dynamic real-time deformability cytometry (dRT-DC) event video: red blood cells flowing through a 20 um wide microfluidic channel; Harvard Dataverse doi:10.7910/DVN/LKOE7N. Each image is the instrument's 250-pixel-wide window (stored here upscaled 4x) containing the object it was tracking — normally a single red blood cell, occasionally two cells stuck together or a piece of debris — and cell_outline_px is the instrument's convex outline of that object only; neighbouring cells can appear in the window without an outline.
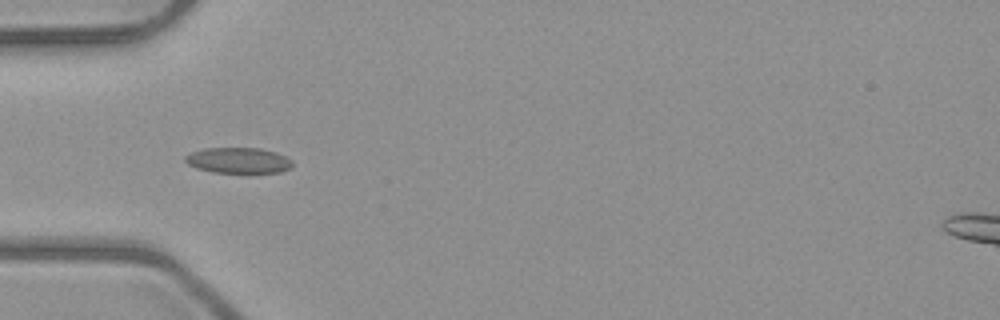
{"species": "common noctule bat (a hibernating species)", "species_latin": "Nyctalus noctula", "temperature_condition": "room temperature", "stored_images_in_passage": 4, "camera_frame_rate_fps": 3000, "um_per_image_px": 0.085, "animal": {"sex": "male", "body_mass_g": 23.1, "forearm_length_mm": 52.7}, "frame": {"image": 1, "passage_image": 2, "time_ms": 2.0, "image_size_px": [1000, 320], "cell_outline_px": [[292, 168], [280, 172], [212, 172], [196, 168], [188, 164], [184, 160], [184, 156], [192, 152], [204, 148], [260, 148], [276, 152], [292, 160]], "centroid_in_image_um": [20.25, 13.63], "position_along_channel_um": 64.7, "area_um2": 16.01}}
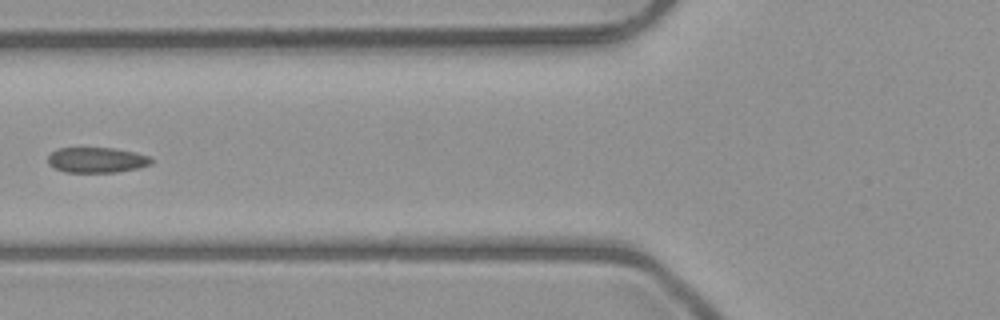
{"frame": {"image": 2, "passage_image": 3, "time_ms": 3.333, "image_size_px": [1000, 320], "cell_outline_px": [[152, 164], [140, 168], [116, 172], [64, 172], [48, 164], [48, 156], [56, 148], [116, 148], [136, 152], [148, 156], [152, 160]], "centroid_in_image_um": [8.24, 13.6], "position_along_channel_um": 117.6, "area_um2": 15.37}}
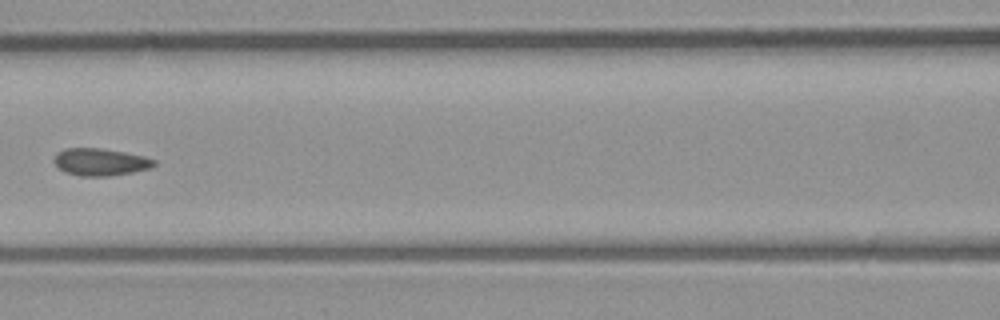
{"frame": {"image": 3, "passage_image": 4, "time_ms": 4.333, "image_size_px": [1000, 320], "cell_outline_px": [[156, 164], [152, 168], [132, 172], [108, 176], [80, 176], [64, 172], [52, 160], [56, 152], [64, 148], [100, 148], [124, 152], [144, 156], [156, 160]], "centroid_in_image_um": [8.52, 13.76], "position_along_channel_um": 158.1, "area_um2": 16.01}}